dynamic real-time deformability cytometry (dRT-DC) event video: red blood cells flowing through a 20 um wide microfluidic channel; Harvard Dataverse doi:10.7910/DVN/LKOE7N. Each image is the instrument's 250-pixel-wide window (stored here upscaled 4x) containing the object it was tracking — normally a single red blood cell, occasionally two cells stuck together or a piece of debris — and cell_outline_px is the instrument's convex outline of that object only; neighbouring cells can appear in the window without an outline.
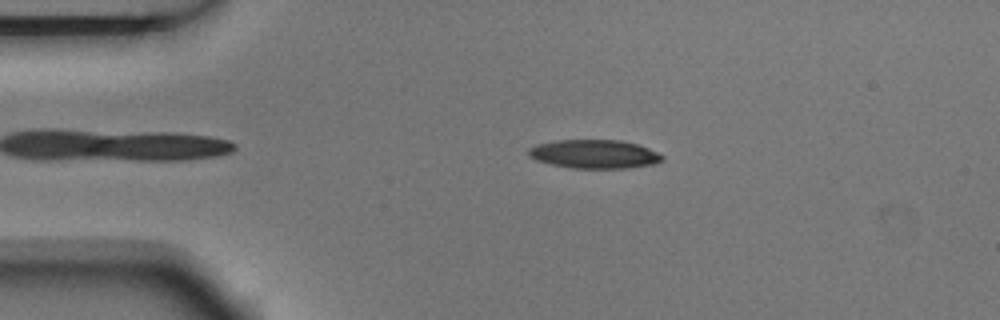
{"species": "Egyptian fruit bat (a non-hibernating species)", "species_latin": "Rousettus aegyptiacus", "temperature_condition": "room temperature", "stored_images_in_passage": 3, "camera_frame_rate_fps": 3000, "um_per_image_px": 0.085, "animal": {"sex": "male"}, "frame": {"image": 1, "passage_image": 2, "time_ms": 0.333, "image_size_px": [1000, 320], "cell_outline_px": [[664, 160], [656, 164], [628, 168], [572, 168], [552, 164], [536, 160], [528, 156], [528, 148], [536, 144], [556, 140], [620, 140], [636, 144], [648, 148], [664, 156]], "centroid_in_image_um": [50.52, 13.1], "position_along_channel_um": 34.5, "area_um2": 22.43}}